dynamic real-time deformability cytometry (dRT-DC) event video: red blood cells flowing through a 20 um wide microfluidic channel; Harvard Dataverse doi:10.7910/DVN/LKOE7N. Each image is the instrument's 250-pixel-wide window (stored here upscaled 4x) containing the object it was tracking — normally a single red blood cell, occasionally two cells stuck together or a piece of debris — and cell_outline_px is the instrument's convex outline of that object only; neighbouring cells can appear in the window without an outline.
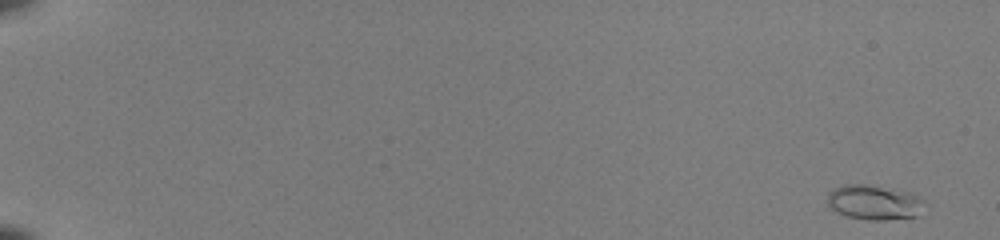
{"species": "common noctule bat (a hibernating species)", "species_latin": "Nyctalus noctula", "temperature_condition": "room temperature", "stored_images_in_passage": 51, "camera_frame_rate_fps": 3000, "um_per_image_px": 0.085, "animal": {"sex": "female", "body_mass_g": 22.0, "forearm_length_mm": 56.7}, "frame": {"image": 1, "passage_image": 1, "time_ms": 0.0, "image_size_px": [1000, 240], "cell_outline_px": [[924, 200], [916, 216], [884, 220], [872, 220], [848, 216], [832, 208], [828, 204], [828, 196], [836, 188], [844, 184], [864, 184], [908, 192]], "centroid_in_image_um": [74.29, 17.2], "position_along_channel_um": 10.7, "area_um2": 18.9}}
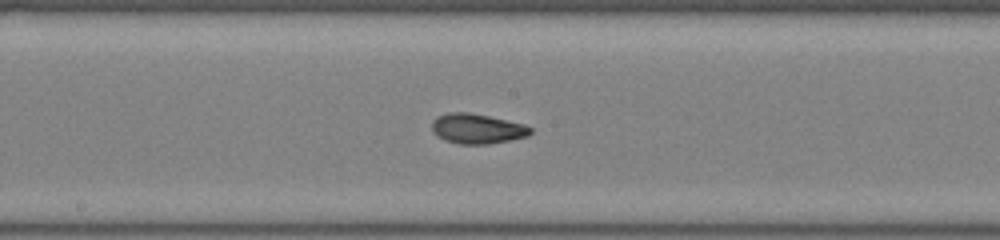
{"frame": {"image": 2, "passage_image": 30, "time_ms": 9.667, "image_size_px": [1000, 240], "cell_outline_px": [[532, 132], [528, 136], [488, 144], [456, 144], [444, 140], [436, 136], [432, 132], [432, 120], [436, 116], [448, 112], [468, 112], [488, 116], [524, 124], [532, 128]], "centroid_in_image_um": [40.5, 10.94], "position_along_channel_um": 207.7, "area_um2": 17.34}}
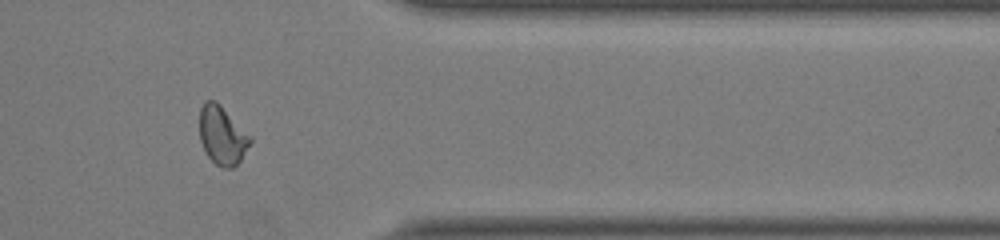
{"frame": {"image": 3, "passage_image": 44, "time_ms": 14.333, "image_size_px": [1000, 240], "cell_outline_px": [[252, 140], [240, 160], [232, 168], [224, 168], [216, 164], [208, 156], [200, 140], [200, 108], [204, 100], [216, 100], [220, 104]], "centroid_in_image_um": [18.85, 11.49], "position_along_channel_um": 392.6, "area_um2": 16.76}, "authors_computed_cell_mechanics": {"area_um2": 16.9932, "velocity_mm_per_s": 4.1028, "shape_relaxation_time_tau1_ms": 5.1235, "shape_relaxation_time_tau2_ms": 1.2602, "deformation_change_tau1": 0.2036, "deformation_change_tau2": 0.0718}}